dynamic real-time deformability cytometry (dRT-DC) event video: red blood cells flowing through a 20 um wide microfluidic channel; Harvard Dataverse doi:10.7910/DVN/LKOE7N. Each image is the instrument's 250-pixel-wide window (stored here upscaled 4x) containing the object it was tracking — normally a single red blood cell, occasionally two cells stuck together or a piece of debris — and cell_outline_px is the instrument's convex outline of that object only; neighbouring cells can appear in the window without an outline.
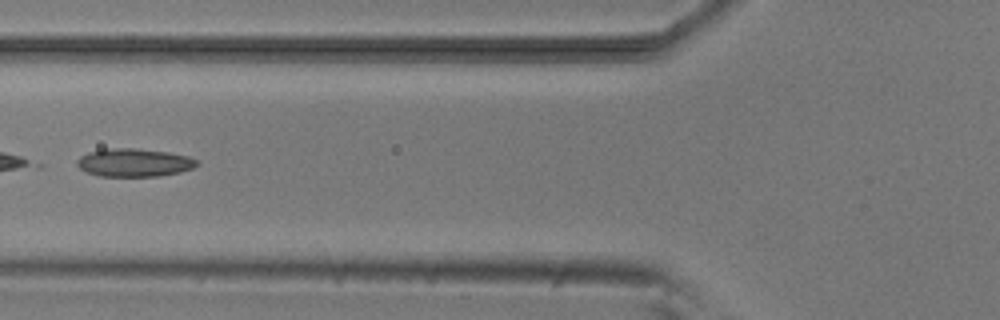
{"species": "common noctule bat (a hibernating species)", "species_latin": "Nyctalus noctula", "temperature_condition": "room temperature", "stored_images_in_passage": 9, "camera_frame_rate_fps": 3000, "um_per_image_px": 0.085, "animal": {"sex": "male", "body_mass_g": 20.5, "forearm_length_mm": 52.5}, "frame": {"image": 1, "passage_image": 6, "time_ms": 6.0, "image_size_px": [1000, 320], "cell_outline_px": [[200, 164], [192, 168], [180, 172], [160, 176], [100, 176], [88, 172], [80, 168], [76, 164], [76, 160], [80, 156], [88, 152], [112, 148], [136, 148], [168, 152], [188, 156], [196, 160]], "centroid_in_image_um": [11.41, 13.82], "position_along_channel_um": 114.4, "area_um2": 19.59}}
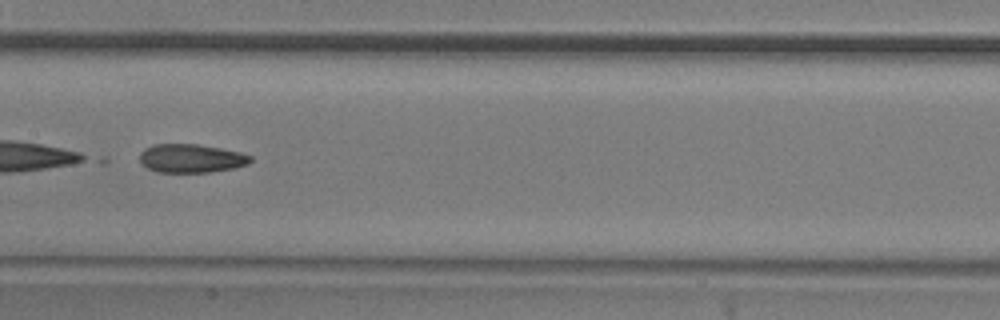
{"frame": {"image": 2, "passage_image": 8, "time_ms": 8.0, "image_size_px": [1000, 320], "cell_outline_px": [[252, 160], [248, 164], [236, 168], [212, 172], [156, 172], [148, 168], [140, 160], [140, 152], [144, 148], [156, 144], [196, 144], [220, 148], [240, 152], [252, 156]], "centroid_in_image_um": [16.28, 13.46], "position_along_channel_um": 191.1, "area_um2": 18.5}}
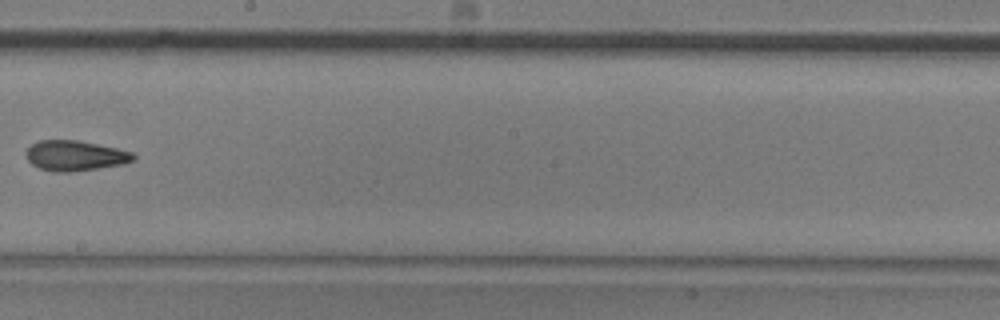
{"frame": {"image": 3, "passage_image": 9, "time_ms": 9.333, "image_size_px": [1000, 320], "cell_outline_px": [[136, 160], [124, 164], [72, 172], [52, 172], [40, 168], [32, 164], [28, 160], [24, 152], [32, 144], [40, 140], [76, 140], [116, 148], [132, 152], [136, 156]], "centroid_in_image_um": [6.39, 13.24], "position_along_channel_um": 241.8, "area_um2": 18.96}}